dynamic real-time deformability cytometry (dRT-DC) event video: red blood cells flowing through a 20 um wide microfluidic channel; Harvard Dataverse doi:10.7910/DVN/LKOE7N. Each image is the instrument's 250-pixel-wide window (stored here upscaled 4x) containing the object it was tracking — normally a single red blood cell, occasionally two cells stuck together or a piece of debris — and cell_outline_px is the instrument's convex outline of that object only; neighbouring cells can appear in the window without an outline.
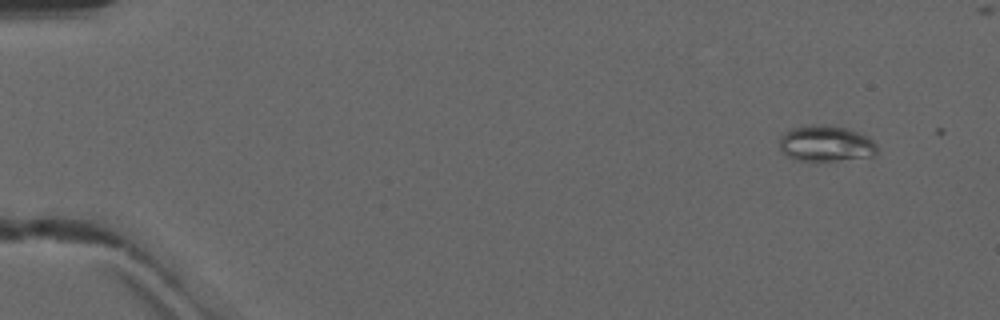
{"species": "common noctule bat (a hibernating species)", "species_latin": "Nyctalus noctula", "temperature_condition": "warm", "stored_images_in_passage": 6, "camera_frame_rate_fps": 3000, "um_per_image_px": 0.085, "animal": {"sex": "male", "forearm_length_mm": 52.5}, "frame": {"image": 1, "passage_image": 2, "time_ms": 0.333, "image_size_px": [1000, 320], "cell_outline_px": [[876, 156], [836, 160], [796, 160], [780, 152], [780, 136], [784, 132], [792, 128], [812, 124], [828, 124], [848, 128], [868, 136], [876, 144]], "centroid_in_image_um": [70.19, 12.18], "position_along_channel_um": 14.8, "area_um2": 20.63}}